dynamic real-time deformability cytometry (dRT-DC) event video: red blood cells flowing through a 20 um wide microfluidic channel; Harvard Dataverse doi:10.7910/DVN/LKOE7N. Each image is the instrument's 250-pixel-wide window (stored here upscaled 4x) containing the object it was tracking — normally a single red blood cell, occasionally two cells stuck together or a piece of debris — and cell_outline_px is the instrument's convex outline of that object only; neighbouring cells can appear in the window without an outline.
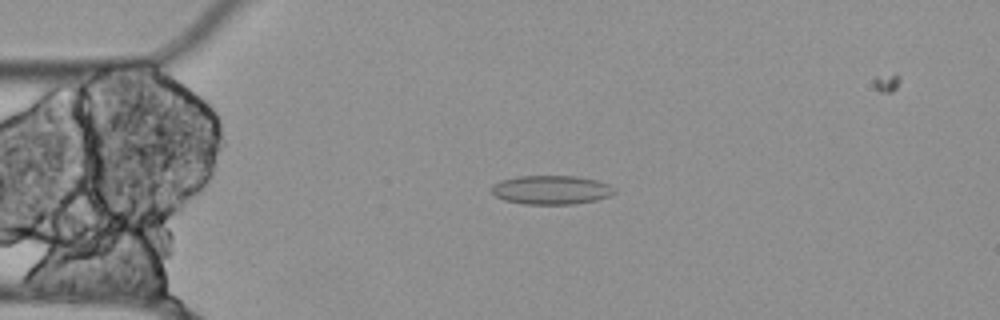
{"species": "Egyptian fruit bat (a non-hibernating species)", "species_latin": "Rousettus aegyptiacus", "temperature_condition": "cold", "stored_images_in_passage": 43, "camera_frame_rate_fps": 3000, "um_per_image_px": 0.085, "animal": {"sex": "female"}, "frame": {"image": 1, "passage_image": 2, "time_ms": 0.333, "image_size_px": [1000, 320], "cell_outline_px": [[616, 192], [608, 196], [596, 200], [572, 204], [524, 204], [504, 200], [496, 196], [492, 192], [492, 184], [500, 180], [520, 176], [576, 176], [596, 180], [608, 184], [616, 188]], "centroid_in_image_um": [46.85, 16.14], "position_along_channel_um": 38.1, "area_um2": 20.69}}
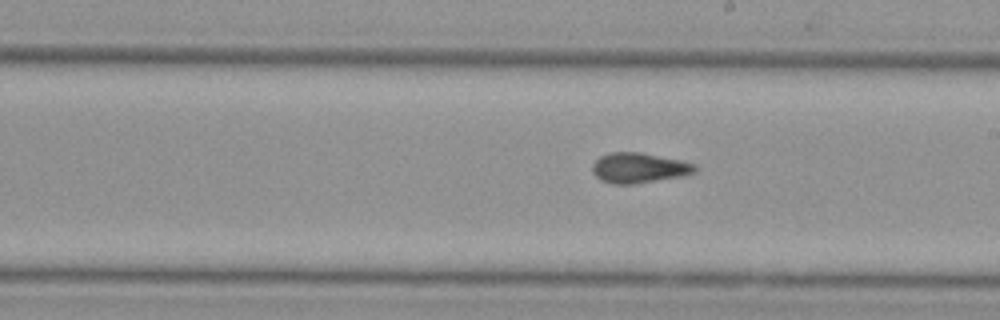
{"frame": {"image": 2, "passage_image": 20, "time_ms": 6.333, "image_size_px": [1000, 320], "cell_outline_px": [[696, 172], [680, 176], [632, 184], [612, 184], [600, 180], [592, 172], [592, 164], [600, 156], [608, 152], [640, 152], [680, 160], [696, 164]], "centroid_in_image_um": [54.27, 14.26], "position_along_channel_um": 234.7, "area_um2": 17.98}}
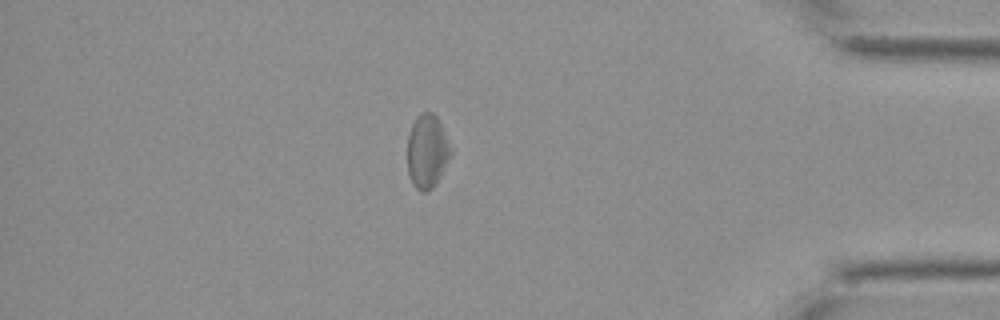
{"frame": {"image": 3, "passage_image": 37, "time_ms": 12.0, "image_size_px": [1000, 320], "cell_outline_px": [[452, 152], [436, 184], [432, 188], [424, 192], [420, 192], [412, 184], [408, 172], [408, 136], [412, 124], [416, 116], [424, 112], [432, 112], [436, 116], [452, 148]], "centroid_in_image_um": [36.3, 12.87], "position_along_channel_um": 398.9, "area_um2": 18.5}}